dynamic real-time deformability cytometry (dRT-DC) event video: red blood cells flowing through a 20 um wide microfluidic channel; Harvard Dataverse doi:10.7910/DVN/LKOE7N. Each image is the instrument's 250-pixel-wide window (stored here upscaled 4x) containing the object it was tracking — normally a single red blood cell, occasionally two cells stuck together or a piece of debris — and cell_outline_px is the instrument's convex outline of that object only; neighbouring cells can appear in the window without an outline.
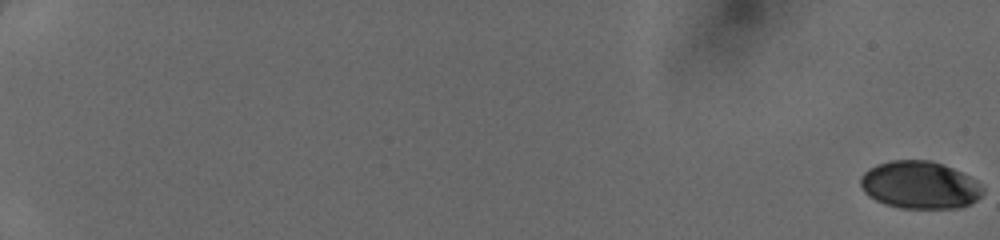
{"species": "human", "species_latin": "Homo sapiens", "temperature_condition": "cold", "stored_images_in_passage": 51, "camera_frame_rate_fps": 3000, "um_per_image_px": 0.085, "donor": {"sex": "female"}, "frame": {"image": 1, "passage_image": 1, "time_ms": 0.0, "image_size_px": [1000, 240], "cell_outline_px": [[984, 192], [976, 200], [960, 208], [900, 208], [884, 204], [868, 196], [864, 192], [860, 184], [860, 176], [868, 168], [876, 164], [892, 160], [932, 160], [944, 164], [976, 180], [984, 188]], "centroid_in_image_um": [78.16, 15.72], "position_along_channel_um": 6.8, "area_um2": 34.1}}
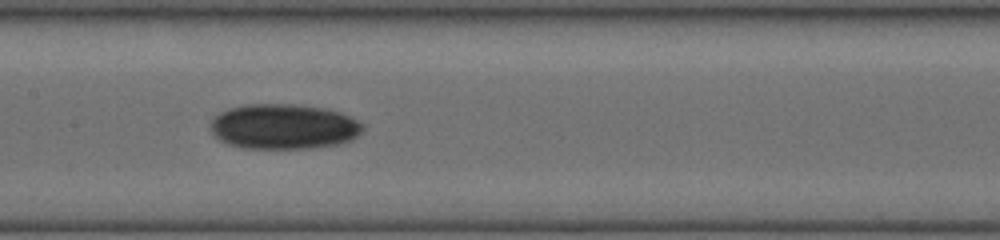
{"frame": {"image": 2, "passage_image": 30, "time_ms": 9.667, "image_size_px": [1000, 240], "cell_outline_px": [[364, 128], [352, 140], [340, 144], [316, 148], [240, 148], [228, 144], [220, 140], [212, 132], [208, 124], [220, 112], [228, 108], [248, 104], [296, 104], [328, 108], [340, 112], [364, 124]], "centroid_in_image_um": [24.12, 10.76], "position_along_channel_um": 183.3, "area_um2": 40.46}}
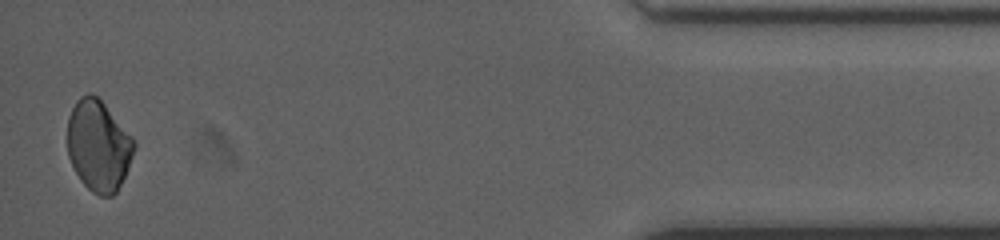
{"frame": {"image": 3, "passage_image": 51, "time_ms": 16.667, "image_size_px": [1000, 240], "cell_outline_px": [[136, 144], [132, 156], [124, 176], [116, 192], [112, 196], [100, 196], [92, 192], [80, 180], [68, 156], [68, 116], [76, 100], [80, 96], [88, 92], [96, 96], [104, 104], [136, 140]], "centroid_in_image_um": [8.36, 12.37], "position_along_channel_um": 426.8, "area_um2": 35.14}}